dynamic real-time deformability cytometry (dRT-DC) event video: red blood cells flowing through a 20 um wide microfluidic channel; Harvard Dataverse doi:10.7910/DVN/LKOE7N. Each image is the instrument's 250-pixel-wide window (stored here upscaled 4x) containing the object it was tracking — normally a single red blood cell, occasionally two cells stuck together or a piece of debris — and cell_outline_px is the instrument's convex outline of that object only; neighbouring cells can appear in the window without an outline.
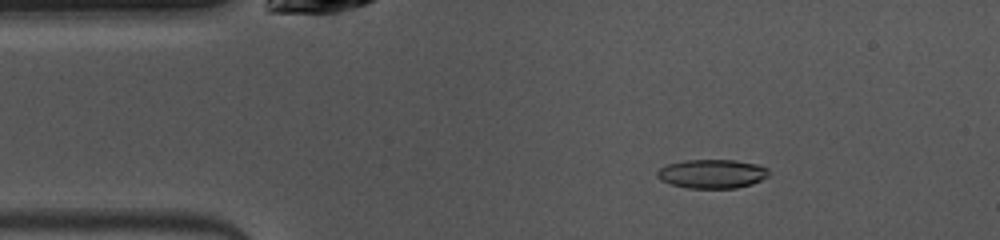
{"species": "common noctule bat (a hibernating species)", "species_latin": "Nyctalus noctula", "temperature_condition": "warm", "stored_images_in_passage": 48, "camera_frame_rate_fps": 3000, "um_per_image_px": 0.085, "animal": {"sex": "female", "body_mass_g": 10.0, "forearm_length_mm": 53.1}, "frame": {"image": 1, "passage_image": 7, "time_ms": 2.0, "image_size_px": [1000, 240], "cell_outline_px": [[768, 176], [752, 184], [736, 188], [688, 188], [672, 184], [660, 180], [656, 176], [656, 172], [660, 168], [668, 164], [684, 160], [736, 160], [756, 164], [768, 168]], "centroid_in_image_um": [60.51, 14.77], "position_along_channel_um": 24.5, "area_um2": 18.79}}
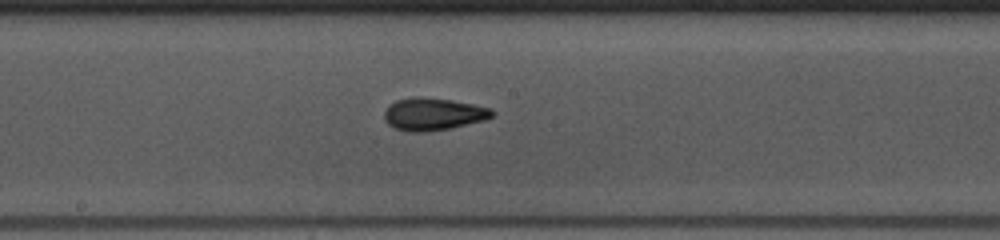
{"frame": {"image": 2, "passage_image": 24, "time_ms": 7.667, "image_size_px": [1000, 240], "cell_outline_px": [[496, 112], [492, 116], [484, 120], [452, 128], [424, 132], [408, 132], [392, 128], [384, 120], [384, 112], [388, 104], [396, 100], [412, 96], [420, 96], [452, 100], [492, 108]], "centroid_in_image_um": [36.78, 9.69], "position_along_channel_um": 211.4, "area_um2": 20.75}}
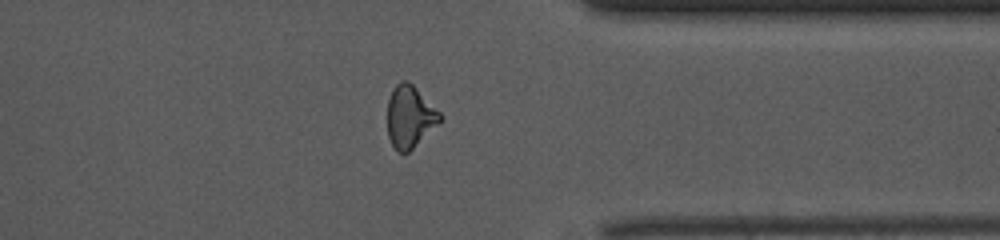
{"frame": {"image": 3, "passage_image": 37, "time_ms": 12.0, "image_size_px": [1000, 240], "cell_outline_px": [[444, 116], [408, 152], [396, 152], [388, 136], [388, 100], [392, 88], [400, 80], [408, 80]], "centroid_in_image_um": [34.8, 9.88], "position_along_channel_um": 376.6, "area_um2": 18.67}, "authors_computed_cell_mechanics": {"area_um2": 19.1607, "velocity_mm_per_s": 4.0213, "shape_relaxation_time_tau1_ms": 4.434, "shape_relaxation_time_tau2_ms": 1.6178, "deformation_change_tau1": 0.1686, "deformation_change_tau2": 0.0912}}